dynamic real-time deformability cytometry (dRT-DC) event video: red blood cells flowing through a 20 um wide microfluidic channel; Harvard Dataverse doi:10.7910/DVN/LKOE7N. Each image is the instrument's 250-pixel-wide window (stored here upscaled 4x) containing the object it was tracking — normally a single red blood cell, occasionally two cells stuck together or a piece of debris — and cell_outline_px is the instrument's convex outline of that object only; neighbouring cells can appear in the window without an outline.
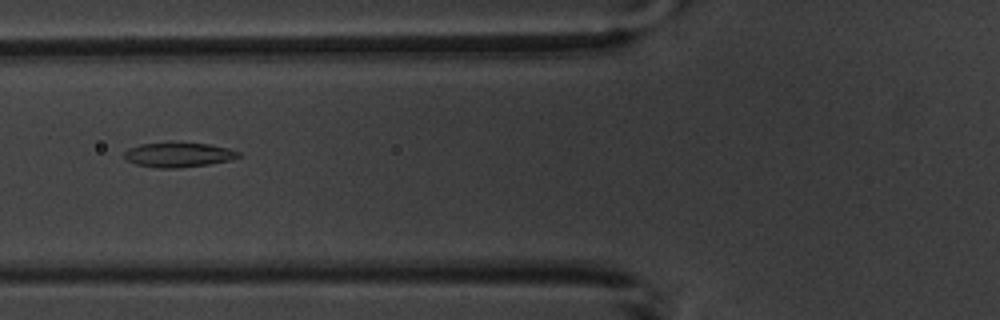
{"species": "common noctule bat (a hibernating species)", "species_latin": "Nyctalus noctula", "temperature_condition": "warm", "stored_images_in_passage": 8, "camera_frame_rate_fps": 3000, "um_per_image_px": 0.085, "animal": {"sex": "male", "body_mass_g": 20.1, "forearm_length_mm": 53.5}, "frame": {"image": 1, "passage_image": 7, "time_ms": 7.0, "image_size_px": [1000, 320], "cell_outline_px": [[240, 156], [228, 160], [208, 164], [180, 168], [160, 168], [136, 164], [128, 160], [124, 156], [124, 152], [128, 148], [140, 144], [176, 140], [208, 144], [228, 148], [240, 152]], "centroid_in_image_um": [15.14, 13.11], "position_along_channel_um": 110.7, "area_um2": 16.82}}
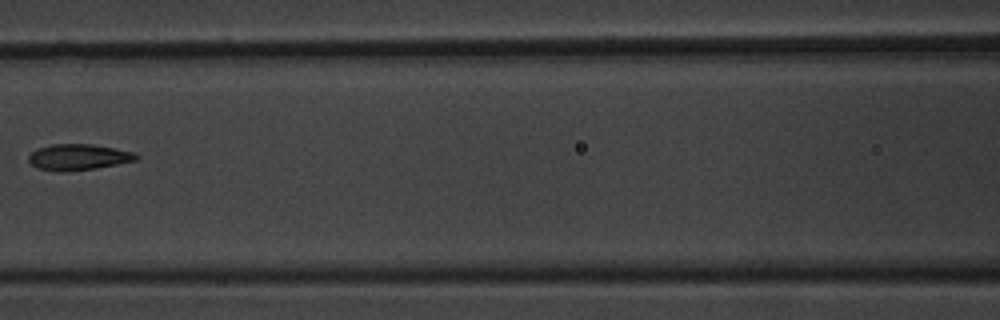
{"frame": {"image": 2, "passage_image": 8, "time_ms": 8.333, "image_size_px": [1000, 320], "cell_outline_px": [[140, 156], [136, 160], [96, 168], [68, 172], [64, 172], [36, 168], [28, 160], [28, 156], [36, 148], [52, 144], [92, 144], [132, 152]], "centroid_in_image_um": [6.61, 13.36], "position_along_channel_um": 160.0, "area_um2": 16.24}}